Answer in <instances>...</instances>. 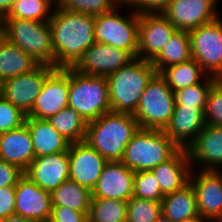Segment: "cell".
<instances>
[{
    "instance_id": "cell-52",
    "label": "cell",
    "mask_w": 222,
    "mask_h": 222,
    "mask_svg": "<svg viewBox=\"0 0 222 222\" xmlns=\"http://www.w3.org/2000/svg\"><path fill=\"white\" fill-rule=\"evenodd\" d=\"M43 222H53V221L50 220V219H47V220H45V221H43Z\"/></svg>"
},
{
    "instance_id": "cell-45",
    "label": "cell",
    "mask_w": 222,
    "mask_h": 222,
    "mask_svg": "<svg viewBox=\"0 0 222 222\" xmlns=\"http://www.w3.org/2000/svg\"><path fill=\"white\" fill-rule=\"evenodd\" d=\"M4 93V80L0 79V99L3 98Z\"/></svg>"
},
{
    "instance_id": "cell-9",
    "label": "cell",
    "mask_w": 222,
    "mask_h": 222,
    "mask_svg": "<svg viewBox=\"0 0 222 222\" xmlns=\"http://www.w3.org/2000/svg\"><path fill=\"white\" fill-rule=\"evenodd\" d=\"M192 59L210 76L222 78V18L188 31Z\"/></svg>"
},
{
    "instance_id": "cell-2",
    "label": "cell",
    "mask_w": 222,
    "mask_h": 222,
    "mask_svg": "<svg viewBox=\"0 0 222 222\" xmlns=\"http://www.w3.org/2000/svg\"><path fill=\"white\" fill-rule=\"evenodd\" d=\"M139 125L130 113L107 112L87 123L85 142L107 161H121Z\"/></svg>"
},
{
    "instance_id": "cell-28",
    "label": "cell",
    "mask_w": 222,
    "mask_h": 222,
    "mask_svg": "<svg viewBox=\"0 0 222 222\" xmlns=\"http://www.w3.org/2000/svg\"><path fill=\"white\" fill-rule=\"evenodd\" d=\"M92 192L71 179L51 192L52 206H65L80 212H89Z\"/></svg>"
},
{
    "instance_id": "cell-25",
    "label": "cell",
    "mask_w": 222,
    "mask_h": 222,
    "mask_svg": "<svg viewBox=\"0 0 222 222\" xmlns=\"http://www.w3.org/2000/svg\"><path fill=\"white\" fill-rule=\"evenodd\" d=\"M162 214L172 222H184L200 217L195 190L190 182L182 189L164 195Z\"/></svg>"
},
{
    "instance_id": "cell-47",
    "label": "cell",
    "mask_w": 222,
    "mask_h": 222,
    "mask_svg": "<svg viewBox=\"0 0 222 222\" xmlns=\"http://www.w3.org/2000/svg\"><path fill=\"white\" fill-rule=\"evenodd\" d=\"M184 222H209L206 219H203L201 217H197L195 219L189 220V221H184Z\"/></svg>"
},
{
    "instance_id": "cell-30",
    "label": "cell",
    "mask_w": 222,
    "mask_h": 222,
    "mask_svg": "<svg viewBox=\"0 0 222 222\" xmlns=\"http://www.w3.org/2000/svg\"><path fill=\"white\" fill-rule=\"evenodd\" d=\"M47 120L70 143L85 140L87 122L74 109L70 107L62 109Z\"/></svg>"
},
{
    "instance_id": "cell-22",
    "label": "cell",
    "mask_w": 222,
    "mask_h": 222,
    "mask_svg": "<svg viewBox=\"0 0 222 222\" xmlns=\"http://www.w3.org/2000/svg\"><path fill=\"white\" fill-rule=\"evenodd\" d=\"M34 158L32 137L26 124L0 134V160L24 171Z\"/></svg>"
},
{
    "instance_id": "cell-31",
    "label": "cell",
    "mask_w": 222,
    "mask_h": 222,
    "mask_svg": "<svg viewBox=\"0 0 222 222\" xmlns=\"http://www.w3.org/2000/svg\"><path fill=\"white\" fill-rule=\"evenodd\" d=\"M128 201L92 198L88 222H127Z\"/></svg>"
},
{
    "instance_id": "cell-42",
    "label": "cell",
    "mask_w": 222,
    "mask_h": 222,
    "mask_svg": "<svg viewBox=\"0 0 222 222\" xmlns=\"http://www.w3.org/2000/svg\"><path fill=\"white\" fill-rule=\"evenodd\" d=\"M15 214V186L0 188V220Z\"/></svg>"
},
{
    "instance_id": "cell-40",
    "label": "cell",
    "mask_w": 222,
    "mask_h": 222,
    "mask_svg": "<svg viewBox=\"0 0 222 222\" xmlns=\"http://www.w3.org/2000/svg\"><path fill=\"white\" fill-rule=\"evenodd\" d=\"M89 212H80L65 206H52L50 220L53 222H88Z\"/></svg>"
},
{
    "instance_id": "cell-4",
    "label": "cell",
    "mask_w": 222,
    "mask_h": 222,
    "mask_svg": "<svg viewBox=\"0 0 222 222\" xmlns=\"http://www.w3.org/2000/svg\"><path fill=\"white\" fill-rule=\"evenodd\" d=\"M3 37L19 46L39 64L55 68L52 31L49 21L3 18L0 21Z\"/></svg>"
},
{
    "instance_id": "cell-27",
    "label": "cell",
    "mask_w": 222,
    "mask_h": 222,
    "mask_svg": "<svg viewBox=\"0 0 222 222\" xmlns=\"http://www.w3.org/2000/svg\"><path fill=\"white\" fill-rule=\"evenodd\" d=\"M192 59L191 43L188 31L176 30L159 55L151 62L157 73L169 66Z\"/></svg>"
},
{
    "instance_id": "cell-51",
    "label": "cell",
    "mask_w": 222,
    "mask_h": 222,
    "mask_svg": "<svg viewBox=\"0 0 222 222\" xmlns=\"http://www.w3.org/2000/svg\"><path fill=\"white\" fill-rule=\"evenodd\" d=\"M218 173L222 176V167L218 170Z\"/></svg>"
},
{
    "instance_id": "cell-1",
    "label": "cell",
    "mask_w": 222,
    "mask_h": 222,
    "mask_svg": "<svg viewBox=\"0 0 222 222\" xmlns=\"http://www.w3.org/2000/svg\"><path fill=\"white\" fill-rule=\"evenodd\" d=\"M55 68L74 67L94 43V16L54 8L49 20Z\"/></svg>"
},
{
    "instance_id": "cell-18",
    "label": "cell",
    "mask_w": 222,
    "mask_h": 222,
    "mask_svg": "<svg viewBox=\"0 0 222 222\" xmlns=\"http://www.w3.org/2000/svg\"><path fill=\"white\" fill-rule=\"evenodd\" d=\"M23 173L40 188L51 193L69 179L68 150L35 157Z\"/></svg>"
},
{
    "instance_id": "cell-41",
    "label": "cell",
    "mask_w": 222,
    "mask_h": 222,
    "mask_svg": "<svg viewBox=\"0 0 222 222\" xmlns=\"http://www.w3.org/2000/svg\"><path fill=\"white\" fill-rule=\"evenodd\" d=\"M23 175V171L18 166L0 160V188L16 186Z\"/></svg>"
},
{
    "instance_id": "cell-38",
    "label": "cell",
    "mask_w": 222,
    "mask_h": 222,
    "mask_svg": "<svg viewBox=\"0 0 222 222\" xmlns=\"http://www.w3.org/2000/svg\"><path fill=\"white\" fill-rule=\"evenodd\" d=\"M27 114L4 97L0 99V134L25 124Z\"/></svg>"
},
{
    "instance_id": "cell-14",
    "label": "cell",
    "mask_w": 222,
    "mask_h": 222,
    "mask_svg": "<svg viewBox=\"0 0 222 222\" xmlns=\"http://www.w3.org/2000/svg\"><path fill=\"white\" fill-rule=\"evenodd\" d=\"M68 157L69 179L92 191L108 161L85 141L70 143Z\"/></svg>"
},
{
    "instance_id": "cell-49",
    "label": "cell",
    "mask_w": 222,
    "mask_h": 222,
    "mask_svg": "<svg viewBox=\"0 0 222 222\" xmlns=\"http://www.w3.org/2000/svg\"><path fill=\"white\" fill-rule=\"evenodd\" d=\"M3 37V30H2V27L0 25V39Z\"/></svg>"
},
{
    "instance_id": "cell-7",
    "label": "cell",
    "mask_w": 222,
    "mask_h": 222,
    "mask_svg": "<svg viewBox=\"0 0 222 222\" xmlns=\"http://www.w3.org/2000/svg\"><path fill=\"white\" fill-rule=\"evenodd\" d=\"M124 1L111 11L94 16L95 42L128 52L134 59L138 53L139 14L130 9L122 15Z\"/></svg>"
},
{
    "instance_id": "cell-50",
    "label": "cell",
    "mask_w": 222,
    "mask_h": 222,
    "mask_svg": "<svg viewBox=\"0 0 222 222\" xmlns=\"http://www.w3.org/2000/svg\"><path fill=\"white\" fill-rule=\"evenodd\" d=\"M213 222H222V217L215 219Z\"/></svg>"
},
{
    "instance_id": "cell-13",
    "label": "cell",
    "mask_w": 222,
    "mask_h": 222,
    "mask_svg": "<svg viewBox=\"0 0 222 222\" xmlns=\"http://www.w3.org/2000/svg\"><path fill=\"white\" fill-rule=\"evenodd\" d=\"M177 29L162 14H139L137 58L152 62Z\"/></svg>"
},
{
    "instance_id": "cell-32",
    "label": "cell",
    "mask_w": 222,
    "mask_h": 222,
    "mask_svg": "<svg viewBox=\"0 0 222 222\" xmlns=\"http://www.w3.org/2000/svg\"><path fill=\"white\" fill-rule=\"evenodd\" d=\"M53 8L48 0H16L4 18L45 22L51 19Z\"/></svg>"
},
{
    "instance_id": "cell-19",
    "label": "cell",
    "mask_w": 222,
    "mask_h": 222,
    "mask_svg": "<svg viewBox=\"0 0 222 222\" xmlns=\"http://www.w3.org/2000/svg\"><path fill=\"white\" fill-rule=\"evenodd\" d=\"M134 174L121 161H108L92 192V198L128 201L133 196Z\"/></svg>"
},
{
    "instance_id": "cell-15",
    "label": "cell",
    "mask_w": 222,
    "mask_h": 222,
    "mask_svg": "<svg viewBox=\"0 0 222 222\" xmlns=\"http://www.w3.org/2000/svg\"><path fill=\"white\" fill-rule=\"evenodd\" d=\"M191 170L189 182L197 199L201 218L209 222L222 217V176L218 171Z\"/></svg>"
},
{
    "instance_id": "cell-26",
    "label": "cell",
    "mask_w": 222,
    "mask_h": 222,
    "mask_svg": "<svg viewBox=\"0 0 222 222\" xmlns=\"http://www.w3.org/2000/svg\"><path fill=\"white\" fill-rule=\"evenodd\" d=\"M39 65L19 46L5 37L0 39V79L6 80L30 72Z\"/></svg>"
},
{
    "instance_id": "cell-24",
    "label": "cell",
    "mask_w": 222,
    "mask_h": 222,
    "mask_svg": "<svg viewBox=\"0 0 222 222\" xmlns=\"http://www.w3.org/2000/svg\"><path fill=\"white\" fill-rule=\"evenodd\" d=\"M25 124L32 137L35 157L57 154L68 150L70 142L48 120L26 117Z\"/></svg>"
},
{
    "instance_id": "cell-12",
    "label": "cell",
    "mask_w": 222,
    "mask_h": 222,
    "mask_svg": "<svg viewBox=\"0 0 222 222\" xmlns=\"http://www.w3.org/2000/svg\"><path fill=\"white\" fill-rule=\"evenodd\" d=\"M69 67L56 68L45 80L27 117L48 119L68 107Z\"/></svg>"
},
{
    "instance_id": "cell-43",
    "label": "cell",
    "mask_w": 222,
    "mask_h": 222,
    "mask_svg": "<svg viewBox=\"0 0 222 222\" xmlns=\"http://www.w3.org/2000/svg\"><path fill=\"white\" fill-rule=\"evenodd\" d=\"M16 0H0V21L7 16Z\"/></svg>"
},
{
    "instance_id": "cell-44",
    "label": "cell",
    "mask_w": 222,
    "mask_h": 222,
    "mask_svg": "<svg viewBox=\"0 0 222 222\" xmlns=\"http://www.w3.org/2000/svg\"><path fill=\"white\" fill-rule=\"evenodd\" d=\"M0 222H35V221L28 219L26 217H23V216L14 214L4 219H1Z\"/></svg>"
},
{
    "instance_id": "cell-33",
    "label": "cell",
    "mask_w": 222,
    "mask_h": 222,
    "mask_svg": "<svg viewBox=\"0 0 222 222\" xmlns=\"http://www.w3.org/2000/svg\"><path fill=\"white\" fill-rule=\"evenodd\" d=\"M217 79L208 75L201 83L174 91L175 106L198 107L204 112L209 91Z\"/></svg>"
},
{
    "instance_id": "cell-29",
    "label": "cell",
    "mask_w": 222,
    "mask_h": 222,
    "mask_svg": "<svg viewBox=\"0 0 222 222\" xmlns=\"http://www.w3.org/2000/svg\"><path fill=\"white\" fill-rule=\"evenodd\" d=\"M160 74L173 92L201 83L208 76L195 59L169 66Z\"/></svg>"
},
{
    "instance_id": "cell-16",
    "label": "cell",
    "mask_w": 222,
    "mask_h": 222,
    "mask_svg": "<svg viewBox=\"0 0 222 222\" xmlns=\"http://www.w3.org/2000/svg\"><path fill=\"white\" fill-rule=\"evenodd\" d=\"M133 60L124 50L95 42L73 68L82 74L107 77Z\"/></svg>"
},
{
    "instance_id": "cell-10",
    "label": "cell",
    "mask_w": 222,
    "mask_h": 222,
    "mask_svg": "<svg viewBox=\"0 0 222 222\" xmlns=\"http://www.w3.org/2000/svg\"><path fill=\"white\" fill-rule=\"evenodd\" d=\"M55 69L53 66L39 64L30 72L4 80L3 97L28 114L41 92L46 78Z\"/></svg>"
},
{
    "instance_id": "cell-23",
    "label": "cell",
    "mask_w": 222,
    "mask_h": 222,
    "mask_svg": "<svg viewBox=\"0 0 222 222\" xmlns=\"http://www.w3.org/2000/svg\"><path fill=\"white\" fill-rule=\"evenodd\" d=\"M191 170L187 149H179L171 158L160 163L151 172L156 176L160 190L165 195L187 185Z\"/></svg>"
},
{
    "instance_id": "cell-37",
    "label": "cell",
    "mask_w": 222,
    "mask_h": 222,
    "mask_svg": "<svg viewBox=\"0 0 222 222\" xmlns=\"http://www.w3.org/2000/svg\"><path fill=\"white\" fill-rule=\"evenodd\" d=\"M205 123L222 127V78L217 79L209 91L204 111Z\"/></svg>"
},
{
    "instance_id": "cell-20",
    "label": "cell",
    "mask_w": 222,
    "mask_h": 222,
    "mask_svg": "<svg viewBox=\"0 0 222 222\" xmlns=\"http://www.w3.org/2000/svg\"><path fill=\"white\" fill-rule=\"evenodd\" d=\"M187 152L192 169L196 164L199 170L218 171L222 167V127L206 124Z\"/></svg>"
},
{
    "instance_id": "cell-48",
    "label": "cell",
    "mask_w": 222,
    "mask_h": 222,
    "mask_svg": "<svg viewBox=\"0 0 222 222\" xmlns=\"http://www.w3.org/2000/svg\"><path fill=\"white\" fill-rule=\"evenodd\" d=\"M48 1L56 7L60 0H48Z\"/></svg>"
},
{
    "instance_id": "cell-34",
    "label": "cell",
    "mask_w": 222,
    "mask_h": 222,
    "mask_svg": "<svg viewBox=\"0 0 222 222\" xmlns=\"http://www.w3.org/2000/svg\"><path fill=\"white\" fill-rule=\"evenodd\" d=\"M162 215V201L132 196L127 204V222H155Z\"/></svg>"
},
{
    "instance_id": "cell-21",
    "label": "cell",
    "mask_w": 222,
    "mask_h": 222,
    "mask_svg": "<svg viewBox=\"0 0 222 222\" xmlns=\"http://www.w3.org/2000/svg\"><path fill=\"white\" fill-rule=\"evenodd\" d=\"M205 125L204 112L200 108L175 106L164 132L180 149H187Z\"/></svg>"
},
{
    "instance_id": "cell-39",
    "label": "cell",
    "mask_w": 222,
    "mask_h": 222,
    "mask_svg": "<svg viewBox=\"0 0 222 222\" xmlns=\"http://www.w3.org/2000/svg\"><path fill=\"white\" fill-rule=\"evenodd\" d=\"M124 9L129 8L137 14L162 13L172 0H123Z\"/></svg>"
},
{
    "instance_id": "cell-5",
    "label": "cell",
    "mask_w": 222,
    "mask_h": 222,
    "mask_svg": "<svg viewBox=\"0 0 222 222\" xmlns=\"http://www.w3.org/2000/svg\"><path fill=\"white\" fill-rule=\"evenodd\" d=\"M179 149L164 130L139 128L127 144L121 162L134 172L151 171Z\"/></svg>"
},
{
    "instance_id": "cell-11",
    "label": "cell",
    "mask_w": 222,
    "mask_h": 222,
    "mask_svg": "<svg viewBox=\"0 0 222 222\" xmlns=\"http://www.w3.org/2000/svg\"><path fill=\"white\" fill-rule=\"evenodd\" d=\"M220 0H172L162 14L177 30L189 31L217 20Z\"/></svg>"
},
{
    "instance_id": "cell-35",
    "label": "cell",
    "mask_w": 222,
    "mask_h": 222,
    "mask_svg": "<svg viewBox=\"0 0 222 222\" xmlns=\"http://www.w3.org/2000/svg\"><path fill=\"white\" fill-rule=\"evenodd\" d=\"M123 0H60L57 8L97 16L111 11Z\"/></svg>"
},
{
    "instance_id": "cell-17",
    "label": "cell",
    "mask_w": 222,
    "mask_h": 222,
    "mask_svg": "<svg viewBox=\"0 0 222 222\" xmlns=\"http://www.w3.org/2000/svg\"><path fill=\"white\" fill-rule=\"evenodd\" d=\"M51 210V193L23 175L15 186V214L43 222L50 218Z\"/></svg>"
},
{
    "instance_id": "cell-46",
    "label": "cell",
    "mask_w": 222,
    "mask_h": 222,
    "mask_svg": "<svg viewBox=\"0 0 222 222\" xmlns=\"http://www.w3.org/2000/svg\"><path fill=\"white\" fill-rule=\"evenodd\" d=\"M155 222H172L170 219L166 218L163 214Z\"/></svg>"
},
{
    "instance_id": "cell-8",
    "label": "cell",
    "mask_w": 222,
    "mask_h": 222,
    "mask_svg": "<svg viewBox=\"0 0 222 222\" xmlns=\"http://www.w3.org/2000/svg\"><path fill=\"white\" fill-rule=\"evenodd\" d=\"M174 108V92L166 79L156 73L146 86L132 115L142 129L164 130L171 120Z\"/></svg>"
},
{
    "instance_id": "cell-6",
    "label": "cell",
    "mask_w": 222,
    "mask_h": 222,
    "mask_svg": "<svg viewBox=\"0 0 222 222\" xmlns=\"http://www.w3.org/2000/svg\"><path fill=\"white\" fill-rule=\"evenodd\" d=\"M68 107L80 114L87 123L110 112L107 78L82 74L69 67Z\"/></svg>"
},
{
    "instance_id": "cell-36",
    "label": "cell",
    "mask_w": 222,
    "mask_h": 222,
    "mask_svg": "<svg viewBox=\"0 0 222 222\" xmlns=\"http://www.w3.org/2000/svg\"><path fill=\"white\" fill-rule=\"evenodd\" d=\"M133 196L140 199L162 201L164 194L160 190L156 176L151 171H137L134 174Z\"/></svg>"
},
{
    "instance_id": "cell-3",
    "label": "cell",
    "mask_w": 222,
    "mask_h": 222,
    "mask_svg": "<svg viewBox=\"0 0 222 222\" xmlns=\"http://www.w3.org/2000/svg\"><path fill=\"white\" fill-rule=\"evenodd\" d=\"M156 73L150 61L135 58L127 66L108 75L111 111L133 114L146 86Z\"/></svg>"
}]
</instances>
